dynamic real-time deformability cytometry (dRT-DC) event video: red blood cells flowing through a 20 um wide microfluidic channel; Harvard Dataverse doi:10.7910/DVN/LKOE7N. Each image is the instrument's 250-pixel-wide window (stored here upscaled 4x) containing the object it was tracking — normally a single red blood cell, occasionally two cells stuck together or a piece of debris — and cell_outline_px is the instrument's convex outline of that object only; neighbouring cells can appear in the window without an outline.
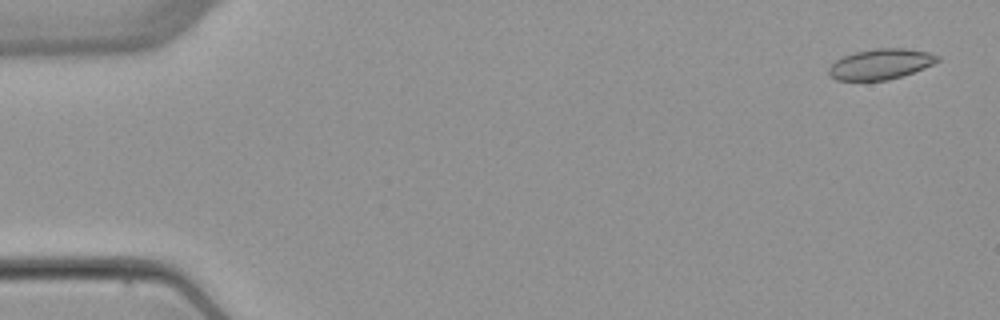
{"species": "common noctule bat (a hibernating species)", "species_latin": "Nyctalus noctula", "temperature_condition": "warm", "stored_images_in_passage": 6, "camera_frame_rate_fps": 3000, "um_per_image_px": 0.085, "animal": {"sex": "female", "body_mass_g": 22.7, "forearm_length_mm": 54.2}, "frame": {"image": 1, "passage_image": 1, "time_ms": 0.0, "image_size_px": [1000, 320], "cell_outline_px": [[940, 60], [924, 68], [888, 80], [836, 80], [828, 72], [828, 68], [836, 60], [844, 56], [856, 52], [876, 48], [904, 48], [928, 52], [940, 56]], "centroid_in_image_um": [74.86, 5.44], "position_along_channel_um": 10.1, "area_um2": 19.07}}
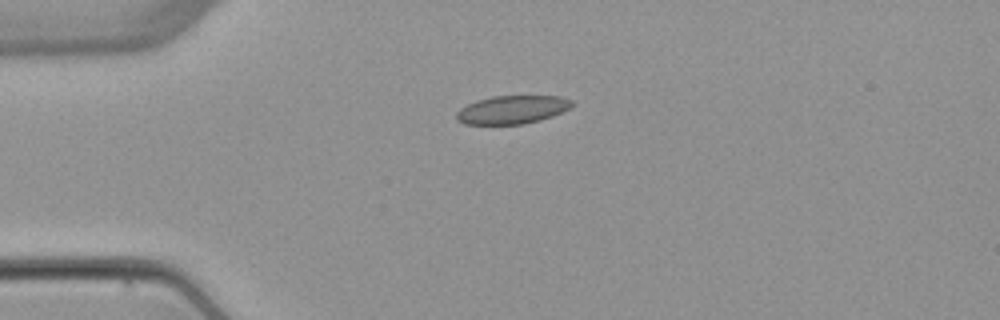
{"frame": {"image": 2, "passage_image": 4, "time_ms": 3.667, "image_size_px": [1000, 320], "cell_outline_px": [[576, 104], [552, 116], [540, 120], [524, 124], [464, 124], [456, 120], [456, 112], [460, 108], [476, 100], [492, 96], [560, 96], [572, 100]], "centroid_in_image_um": [43.52, 9.32], "position_along_channel_um": 41.5, "area_um2": 19.07}}
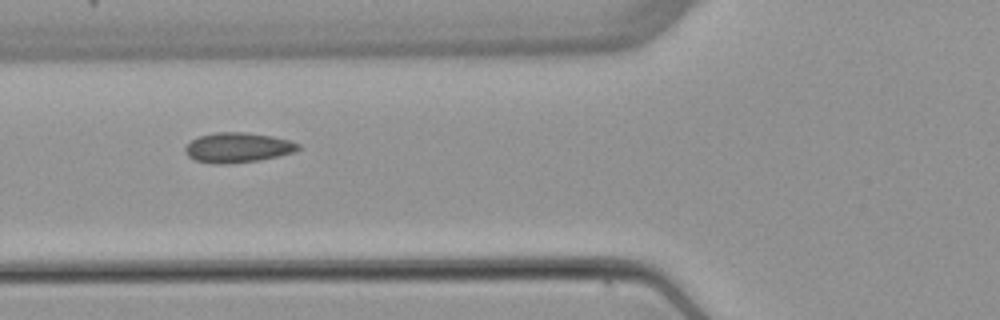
{"frame": {"image": 3, "passage_image": 6, "time_ms": 6.0, "image_size_px": [1000, 320], "cell_outline_px": [[300, 148], [296, 152], [280, 156], [260, 160], [232, 164], [212, 164], [196, 160], [188, 156], [184, 152], [184, 148], [192, 140], [200, 136], [216, 132], [244, 132], [272, 136], [288, 140], [300, 144]], "centroid_in_image_um": [20.23, 12.56], "position_along_channel_um": 105.6, "area_um2": 19.88}}